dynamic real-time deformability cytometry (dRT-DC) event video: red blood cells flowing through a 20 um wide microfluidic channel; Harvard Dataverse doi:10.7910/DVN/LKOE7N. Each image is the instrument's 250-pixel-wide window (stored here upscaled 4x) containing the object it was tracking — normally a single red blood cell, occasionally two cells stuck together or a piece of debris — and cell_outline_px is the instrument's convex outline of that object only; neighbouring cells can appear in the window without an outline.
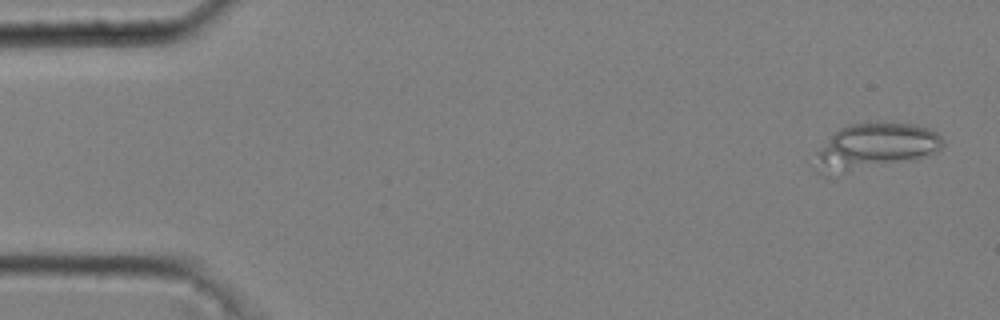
{"species": "common noctule bat (a hibernating species)", "species_latin": "Nyctalus noctula", "temperature_condition": "cold", "stored_images_in_passage": 50, "camera_frame_rate_fps": 3000, "um_per_image_px": 0.085, "animal": {"sex": "male", "body_mass_g": 20.4}, "frame": {"image": 1, "passage_image": 2, "time_ms": 0.333, "image_size_px": [1000, 320], "cell_outline_px": [[944, 144], [940, 148], [928, 156], [908, 160], [820, 172], [816, 172], [808, 164], [816, 152], [840, 128], [848, 124], [912, 124], [928, 128], [936, 132], [944, 140]], "centroid_in_image_um": [74.37, 12.41], "position_along_channel_um": 10.6, "area_um2": 32.48}}